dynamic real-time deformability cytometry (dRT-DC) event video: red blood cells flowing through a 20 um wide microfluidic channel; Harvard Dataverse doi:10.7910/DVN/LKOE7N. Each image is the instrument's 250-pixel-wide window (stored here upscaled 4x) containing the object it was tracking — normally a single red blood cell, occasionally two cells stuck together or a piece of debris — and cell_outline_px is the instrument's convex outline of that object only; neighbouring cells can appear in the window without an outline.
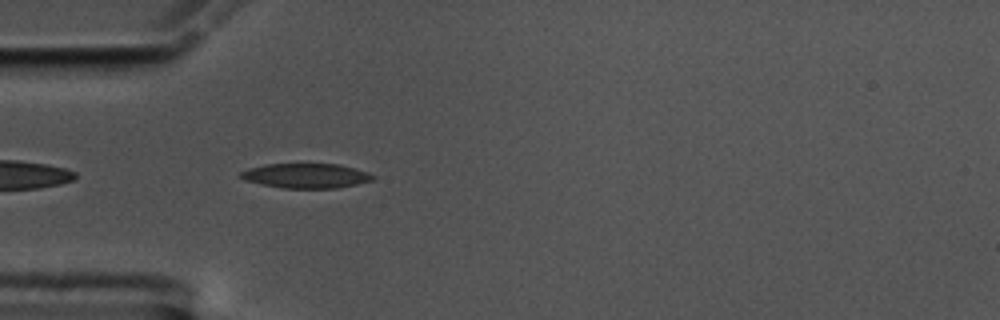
{"species": "common noctule bat (a hibernating species)", "species_latin": "Nyctalus noctula", "temperature_condition": "cold", "stored_images_in_passage": 43, "camera_frame_rate_fps": 3000, "um_per_image_px": 0.085, "animal": {"sex": "male", "body_mass_g": 17.5, "forearm_length_mm": 52.3}, "frame": {"image": 1, "passage_image": 3, "time_ms": 0.667, "image_size_px": [1000, 320], "cell_outline_px": [[376, 176], [372, 180], [356, 184], [336, 188], [284, 188], [260, 184], [244, 180], [240, 176], [240, 172], [248, 168], [264, 164], [340, 164], [356, 168], [368, 172]], "centroid_in_image_um": [26.01, 14.93], "position_along_channel_um": 59.0, "area_um2": 19.07}}
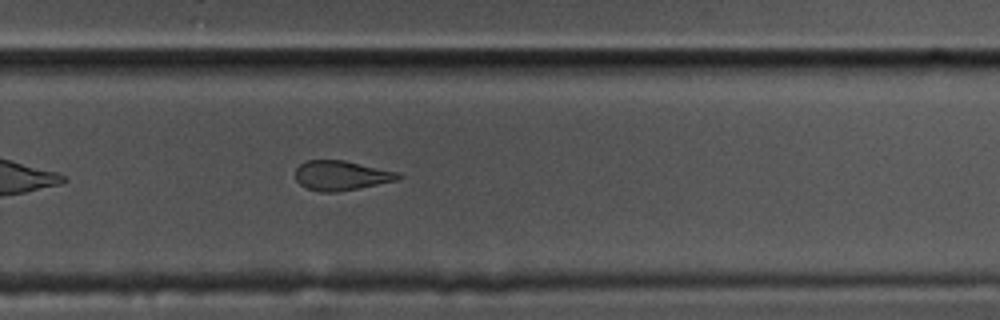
{"frame": {"image": 2, "passage_image": 24, "time_ms": 7.667, "image_size_px": [1000, 320], "cell_outline_px": [[404, 176], [396, 180], [336, 192], [320, 192], [308, 188], [300, 184], [296, 180], [296, 168], [300, 164], [308, 160], [344, 160], [400, 172]], "centroid_in_image_um": [29.01, 14.9], "position_along_channel_um": 300.8, "area_um2": 17.63}}
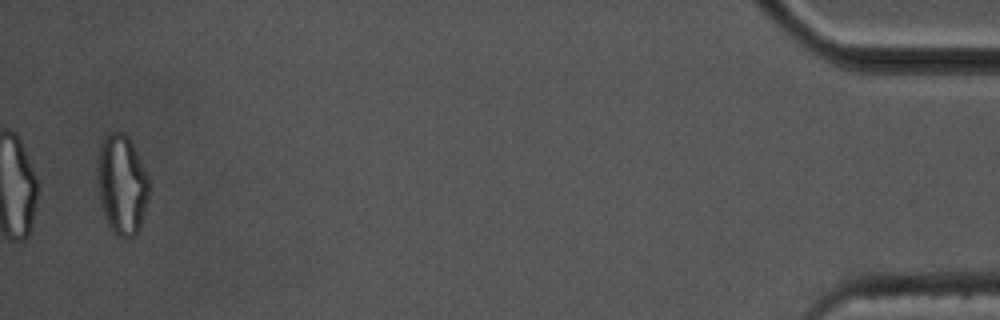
{"frame": {"image": 3, "passage_image": 42, "time_ms": 13.667, "image_size_px": [1000, 320], "cell_outline_px": [[148, 200], [140, 228], [136, 236], [116, 236], [112, 232], [108, 224], [104, 212], [100, 196], [96, 168], [96, 156], [104, 136], [108, 132], [124, 132], [128, 136], [148, 176]], "centroid_in_image_um": [10.35, 15.66], "position_along_channel_um": 424.9, "area_um2": 30.0}, "authors_computed_cell_mechanics": {"area_um2": 19.074, "velocity_mm_per_s": 3.5035, "shape_relaxation_time_tau1_ms": null, "shape_relaxation_time_tau2_ms": 2.3777, "deformation_change_tau1": null, "deformation_change_tau2": 0.0979}}